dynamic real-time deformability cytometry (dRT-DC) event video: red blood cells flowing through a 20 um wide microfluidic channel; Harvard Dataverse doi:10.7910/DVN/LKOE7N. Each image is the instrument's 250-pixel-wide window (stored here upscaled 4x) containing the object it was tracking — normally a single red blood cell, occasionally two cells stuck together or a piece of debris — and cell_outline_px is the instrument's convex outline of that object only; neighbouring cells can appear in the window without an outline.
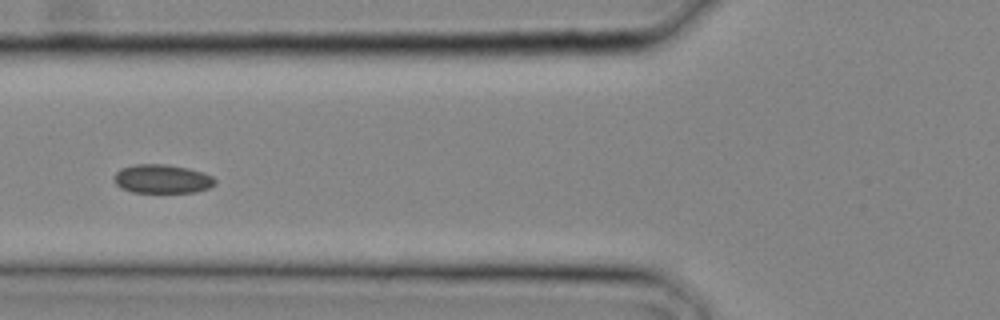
{"species": "common noctule bat (a hibernating species)", "species_latin": "Nyctalus noctula", "temperature_condition": "cold", "stored_images_in_passage": 13, "camera_frame_rate_fps": 3000, "um_per_image_px": 0.085, "animal": {"sex": "male", "body_mass_g": 20.4}, "frame": {"image": 1, "passage_image": 10, "time_ms": 3.0, "image_size_px": [1000, 320], "cell_outline_px": [[216, 184], [208, 188], [196, 192], [132, 192], [120, 188], [112, 180], [112, 176], [120, 168], [136, 164], [168, 164], [188, 168], [204, 172], [212, 176], [216, 180]], "centroid_in_image_um": [13.76, 15.2], "position_along_channel_um": 112.0, "area_um2": 17.22}}